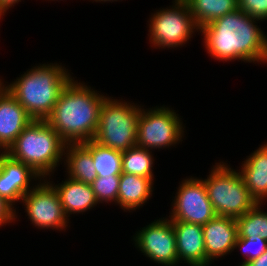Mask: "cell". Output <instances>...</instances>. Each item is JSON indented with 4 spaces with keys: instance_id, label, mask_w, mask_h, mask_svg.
I'll list each match as a JSON object with an SVG mask.
<instances>
[{
    "instance_id": "cell-11",
    "label": "cell",
    "mask_w": 267,
    "mask_h": 266,
    "mask_svg": "<svg viewBox=\"0 0 267 266\" xmlns=\"http://www.w3.org/2000/svg\"><path fill=\"white\" fill-rule=\"evenodd\" d=\"M134 246L150 261L161 266H176L178 255L172 220L159 218L133 235Z\"/></svg>"
},
{
    "instance_id": "cell-10",
    "label": "cell",
    "mask_w": 267,
    "mask_h": 266,
    "mask_svg": "<svg viewBox=\"0 0 267 266\" xmlns=\"http://www.w3.org/2000/svg\"><path fill=\"white\" fill-rule=\"evenodd\" d=\"M176 194L168 216L172 222H186L203 226L217 216L208 198L203 179L192 176L183 179Z\"/></svg>"
},
{
    "instance_id": "cell-5",
    "label": "cell",
    "mask_w": 267,
    "mask_h": 266,
    "mask_svg": "<svg viewBox=\"0 0 267 266\" xmlns=\"http://www.w3.org/2000/svg\"><path fill=\"white\" fill-rule=\"evenodd\" d=\"M112 98L108 96L102 103L98 128L92 140L124 152L136 145L138 119L143 106Z\"/></svg>"
},
{
    "instance_id": "cell-24",
    "label": "cell",
    "mask_w": 267,
    "mask_h": 266,
    "mask_svg": "<svg viewBox=\"0 0 267 266\" xmlns=\"http://www.w3.org/2000/svg\"><path fill=\"white\" fill-rule=\"evenodd\" d=\"M120 176L97 177L91 184L97 202L117 204Z\"/></svg>"
},
{
    "instance_id": "cell-31",
    "label": "cell",
    "mask_w": 267,
    "mask_h": 266,
    "mask_svg": "<svg viewBox=\"0 0 267 266\" xmlns=\"http://www.w3.org/2000/svg\"><path fill=\"white\" fill-rule=\"evenodd\" d=\"M3 15H4V14L0 11V19L2 18Z\"/></svg>"
},
{
    "instance_id": "cell-6",
    "label": "cell",
    "mask_w": 267,
    "mask_h": 266,
    "mask_svg": "<svg viewBox=\"0 0 267 266\" xmlns=\"http://www.w3.org/2000/svg\"><path fill=\"white\" fill-rule=\"evenodd\" d=\"M204 179L208 198L217 216L237 218L244 215L257 202L249 194L238 170L227 163H215Z\"/></svg>"
},
{
    "instance_id": "cell-29",
    "label": "cell",
    "mask_w": 267,
    "mask_h": 266,
    "mask_svg": "<svg viewBox=\"0 0 267 266\" xmlns=\"http://www.w3.org/2000/svg\"><path fill=\"white\" fill-rule=\"evenodd\" d=\"M21 2V0H0V11L5 15L9 8L15 6L16 3Z\"/></svg>"
},
{
    "instance_id": "cell-17",
    "label": "cell",
    "mask_w": 267,
    "mask_h": 266,
    "mask_svg": "<svg viewBox=\"0 0 267 266\" xmlns=\"http://www.w3.org/2000/svg\"><path fill=\"white\" fill-rule=\"evenodd\" d=\"M47 181L57 191L67 217L76 213H84L99 204L89 184L73 180L69 177L59 184H55L53 181Z\"/></svg>"
},
{
    "instance_id": "cell-19",
    "label": "cell",
    "mask_w": 267,
    "mask_h": 266,
    "mask_svg": "<svg viewBox=\"0 0 267 266\" xmlns=\"http://www.w3.org/2000/svg\"><path fill=\"white\" fill-rule=\"evenodd\" d=\"M64 165L69 178L91 185L98 177L91 153L80 144H66Z\"/></svg>"
},
{
    "instance_id": "cell-4",
    "label": "cell",
    "mask_w": 267,
    "mask_h": 266,
    "mask_svg": "<svg viewBox=\"0 0 267 266\" xmlns=\"http://www.w3.org/2000/svg\"><path fill=\"white\" fill-rule=\"evenodd\" d=\"M65 146L66 143L45 120H33L5 153L48 179L59 162L64 161Z\"/></svg>"
},
{
    "instance_id": "cell-28",
    "label": "cell",
    "mask_w": 267,
    "mask_h": 266,
    "mask_svg": "<svg viewBox=\"0 0 267 266\" xmlns=\"http://www.w3.org/2000/svg\"><path fill=\"white\" fill-rule=\"evenodd\" d=\"M243 266H267V249L261 256L253 260H250Z\"/></svg>"
},
{
    "instance_id": "cell-1",
    "label": "cell",
    "mask_w": 267,
    "mask_h": 266,
    "mask_svg": "<svg viewBox=\"0 0 267 266\" xmlns=\"http://www.w3.org/2000/svg\"><path fill=\"white\" fill-rule=\"evenodd\" d=\"M256 21L238 8L202 26L207 53L219 62L267 63V35Z\"/></svg>"
},
{
    "instance_id": "cell-16",
    "label": "cell",
    "mask_w": 267,
    "mask_h": 266,
    "mask_svg": "<svg viewBox=\"0 0 267 266\" xmlns=\"http://www.w3.org/2000/svg\"><path fill=\"white\" fill-rule=\"evenodd\" d=\"M249 194L258 203L267 199V143L251 153L238 170Z\"/></svg>"
},
{
    "instance_id": "cell-30",
    "label": "cell",
    "mask_w": 267,
    "mask_h": 266,
    "mask_svg": "<svg viewBox=\"0 0 267 266\" xmlns=\"http://www.w3.org/2000/svg\"><path fill=\"white\" fill-rule=\"evenodd\" d=\"M93 2H114V1H118V0H92Z\"/></svg>"
},
{
    "instance_id": "cell-7",
    "label": "cell",
    "mask_w": 267,
    "mask_h": 266,
    "mask_svg": "<svg viewBox=\"0 0 267 266\" xmlns=\"http://www.w3.org/2000/svg\"><path fill=\"white\" fill-rule=\"evenodd\" d=\"M173 5L158 9L149 19V42L151 47L168 49L180 47L200 29L194 22L185 0H174Z\"/></svg>"
},
{
    "instance_id": "cell-25",
    "label": "cell",
    "mask_w": 267,
    "mask_h": 266,
    "mask_svg": "<svg viewBox=\"0 0 267 266\" xmlns=\"http://www.w3.org/2000/svg\"><path fill=\"white\" fill-rule=\"evenodd\" d=\"M238 247V248H237ZM234 249H240L242 255L245 258L241 265L258 258L261 256L267 249V241L261 238L260 236H251L248 238H239L237 237Z\"/></svg>"
},
{
    "instance_id": "cell-22",
    "label": "cell",
    "mask_w": 267,
    "mask_h": 266,
    "mask_svg": "<svg viewBox=\"0 0 267 266\" xmlns=\"http://www.w3.org/2000/svg\"><path fill=\"white\" fill-rule=\"evenodd\" d=\"M152 151L137 145L122 152V173L142 176L154 180Z\"/></svg>"
},
{
    "instance_id": "cell-23",
    "label": "cell",
    "mask_w": 267,
    "mask_h": 266,
    "mask_svg": "<svg viewBox=\"0 0 267 266\" xmlns=\"http://www.w3.org/2000/svg\"><path fill=\"white\" fill-rule=\"evenodd\" d=\"M263 203H256L241 217L236 218L239 238L260 236L267 241V212H263Z\"/></svg>"
},
{
    "instance_id": "cell-8",
    "label": "cell",
    "mask_w": 267,
    "mask_h": 266,
    "mask_svg": "<svg viewBox=\"0 0 267 266\" xmlns=\"http://www.w3.org/2000/svg\"><path fill=\"white\" fill-rule=\"evenodd\" d=\"M172 108L156 106L147 110L141 108L138 119L136 145L148 150L165 149L183 141L182 118Z\"/></svg>"
},
{
    "instance_id": "cell-2",
    "label": "cell",
    "mask_w": 267,
    "mask_h": 266,
    "mask_svg": "<svg viewBox=\"0 0 267 266\" xmlns=\"http://www.w3.org/2000/svg\"><path fill=\"white\" fill-rule=\"evenodd\" d=\"M74 77L62 90L45 121L66 144L92 140L98 128L100 109L108 97Z\"/></svg>"
},
{
    "instance_id": "cell-27",
    "label": "cell",
    "mask_w": 267,
    "mask_h": 266,
    "mask_svg": "<svg viewBox=\"0 0 267 266\" xmlns=\"http://www.w3.org/2000/svg\"><path fill=\"white\" fill-rule=\"evenodd\" d=\"M16 210L2 197H0V227L10 225L17 219Z\"/></svg>"
},
{
    "instance_id": "cell-18",
    "label": "cell",
    "mask_w": 267,
    "mask_h": 266,
    "mask_svg": "<svg viewBox=\"0 0 267 266\" xmlns=\"http://www.w3.org/2000/svg\"><path fill=\"white\" fill-rule=\"evenodd\" d=\"M153 182L150 178L122 173L119 181L117 205L126 212L142 207L152 196Z\"/></svg>"
},
{
    "instance_id": "cell-20",
    "label": "cell",
    "mask_w": 267,
    "mask_h": 266,
    "mask_svg": "<svg viewBox=\"0 0 267 266\" xmlns=\"http://www.w3.org/2000/svg\"><path fill=\"white\" fill-rule=\"evenodd\" d=\"M200 29L217 18L238 9V0H185Z\"/></svg>"
},
{
    "instance_id": "cell-21",
    "label": "cell",
    "mask_w": 267,
    "mask_h": 266,
    "mask_svg": "<svg viewBox=\"0 0 267 266\" xmlns=\"http://www.w3.org/2000/svg\"><path fill=\"white\" fill-rule=\"evenodd\" d=\"M81 144L91 153L98 177L122 174V152L104 147L94 140Z\"/></svg>"
},
{
    "instance_id": "cell-3",
    "label": "cell",
    "mask_w": 267,
    "mask_h": 266,
    "mask_svg": "<svg viewBox=\"0 0 267 266\" xmlns=\"http://www.w3.org/2000/svg\"><path fill=\"white\" fill-rule=\"evenodd\" d=\"M72 77L61 64L44 63L31 67L10 84L0 82L33 120H45Z\"/></svg>"
},
{
    "instance_id": "cell-12",
    "label": "cell",
    "mask_w": 267,
    "mask_h": 266,
    "mask_svg": "<svg viewBox=\"0 0 267 266\" xmlns=\"http://www.w3.org/2000/svg\"><path fill=\"white\" fill-rule=\"evenodd\" d=\"M36 180L42 181V177L31 167L14 160L5 152H0V197L15 210L13 205L21 202L23 196L36 186L30 187L33 183L31 181Z\"/></svg>"
},
{
    "instance_id": "cell-14",
    "label": "cell",
    "mask_w": 267,
    "mask_h": 266,
    "mask_svg": "<svg viewBox=\"0 0 267 266\" xmlns=\"http://www.w3.org/2000/svg\"><path fill=\"white\" fill-rule=\"evenodd\" d=\"M31 121L26 109L0 82V152H6Z\"/></svg>"
},
{
    "instance_id": "cell-13",
    "label": "cell",
    "mask_w": 267,
    "mask_h": 266,
    "mask_svg": "<svg viewBox=\"0 0 267 266\" xmlns=\"http://www.w3.org/2000/svg\"><path fill=\"white\" fill-rule=\"evenodd\" d=\"M202 229L205 241V266L234 251L238 237L235 218L216 216L203 225Z\"/></svg>"
},
{
    "instance_id": "cell-9",
    "label": "cell",
    "mask_w": 267,
    "mask_h": 266,
    "mask_svg": "<svg viewBox=\"0 0 267 266\" xmlns=\"http://www.w3.org/2000/svg\"><path fill=\"white\" fill-rule=\"evenodd\" d=\"M44 180V181H43ZM26 216L31 224L38 229L66 231L69 218L65 215L60 197L54 187L42 179L22 198Z\"/></svg>"
},
{
    "instance_id": "cell-26",
    "label": "cell",
    "mask_w": 267,
    "mask_h": 266,
    "mask_svg": "<svg viewBox=\"0 0 267 266\" xmlns=\"http://www.w3.org/2000/svg\"><path fill=\"white\" fill-rule=\"evenodd\" d=\"M238 8L254 19H267V0H238Z\"/></svg>"
},
{
    "instance_id": "cell-15",
    "label": "cell",
    "mask_w": 267,
    "mask_h": 266,
    "mask_svg": "<svg viewBox=\"0 0 267 266\" xmlns=\"http://www.w3.org/2000/svg\"><path fill=\"white\" fill-rule=\"evenodd\" d=\"M172 225L176 239L178 264L184 261L189 266H205V241L202 225L186 222H172Z\"/></svg>"
}]
</instances>
